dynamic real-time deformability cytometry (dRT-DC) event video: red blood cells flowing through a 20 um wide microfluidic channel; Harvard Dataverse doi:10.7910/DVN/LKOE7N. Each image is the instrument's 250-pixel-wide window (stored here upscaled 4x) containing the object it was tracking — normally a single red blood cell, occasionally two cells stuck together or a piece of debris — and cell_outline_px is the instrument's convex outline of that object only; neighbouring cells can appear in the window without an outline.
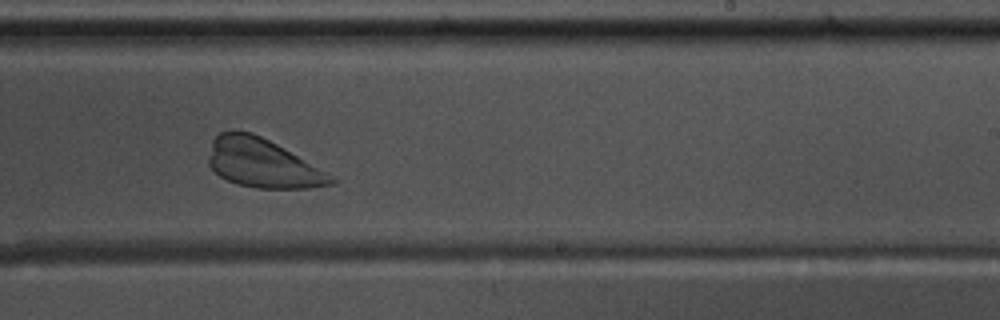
{"species": "common noctule bat (a hibernating species)", "species_latin": "Nyctalus noctula", "temperature_condition": "warm", "stored_images_in_passage": 53, "camera_frame_rate_fps": 3000, "um_per_image_px": 0.085, "animal": {"sex": "male", "body_mass_g": 17.5, "forearm_length_mm": 52.3}, "frame": {"image": 1, "passage_image": 31, "time_ms": 10.0, "image_size_px": [1000, 320], "cell_outline_px": [[340, 180], [332, 184], [308, 188], [256, 188], [236, 184], [220, 176], [208, 164], [208, 156], [212, 140], [220, 132], [252, 132], [276, 144]], "centroid_in_image_um": [22.29, 13.89], "position_along_channel_um": 266.7, "area_um2": 34.33}}